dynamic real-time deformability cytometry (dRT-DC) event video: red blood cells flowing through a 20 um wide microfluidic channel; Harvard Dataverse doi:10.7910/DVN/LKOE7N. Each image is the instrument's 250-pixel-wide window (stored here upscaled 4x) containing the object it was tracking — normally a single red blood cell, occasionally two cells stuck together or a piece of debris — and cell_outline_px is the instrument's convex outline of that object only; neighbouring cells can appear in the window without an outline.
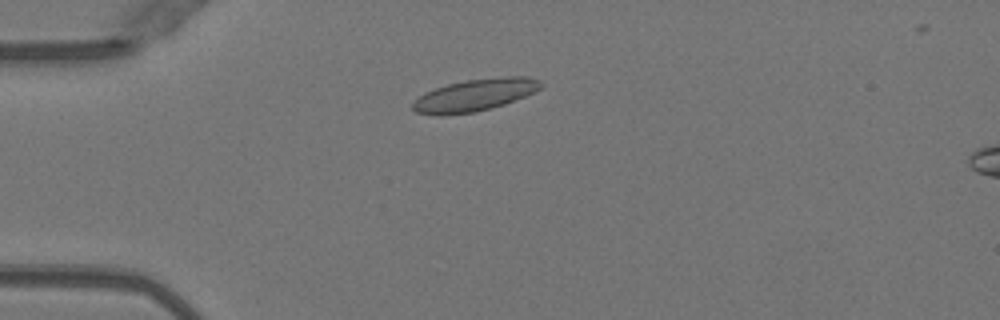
{"species": "Egyptian fruit bat (a non-hibernating species)", "species_latin": "Rousettus aegyptiacus", "temperature_condition": "warm", "stored_images_in_passage": 48, "camera_frame_rate_fps": 3000, "um_per_image_px": 0.085, "animal": {"sex": "female"}, "frame": {"image": 1, "passage_image": 10, "time_ms": 3.0, "image_size_px": [1000, 320], "cell_outline_px": [[544, 84], [536, 92], [504, 104], [476, 112], [440, 116], [416, 112], [412, 108], [412, 104], [424, 92], [448, 84], [464, 80], [504, 76], [528, 76], [540, 80]], "centroid_in_image_um": [40.39, 8.07], "position_along_channel_um": 44.6, "area_um2": 24.1}}
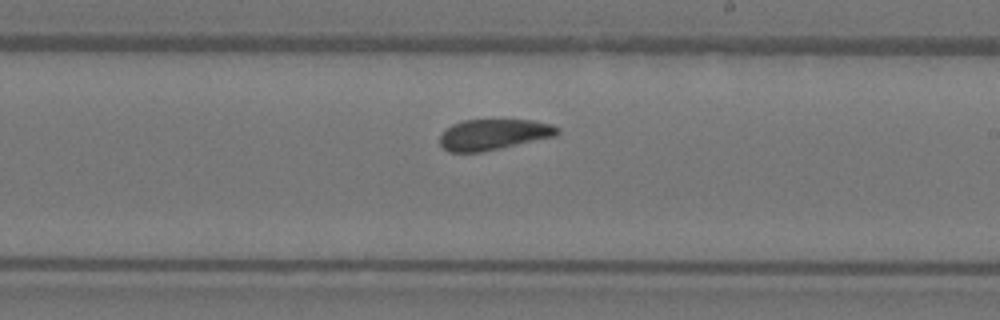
{"frame": {"image": 2, "passage_image": 27, "time_ms": 8.667, "image_size_px": [1000, 320], "cell_outline_px": [[560, 132], [556, 136], [480, 152], [448, 152], [440, 144], [440, 136], [452, 124], [464, 120], [532, 120], [552, 124], [560, 128]], "centroid_in_image_um": [41.98, 11.42], "position_along_channel_um": 247.0, "area_um2": 20.92}}
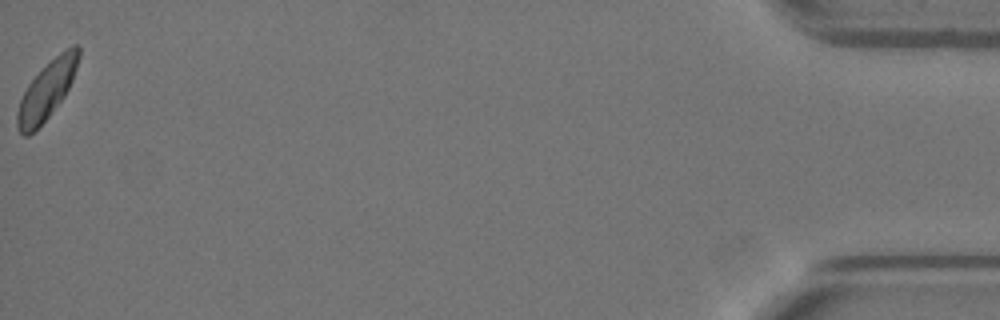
{"frame": {"image": 3, "passage_image": 48, "time_ms": 15.667, "image_size_px": [1000, 320], "cell_outline_px": [[80, 56], [72, 80], [64, 96], [48, 116], [28, 136], [24, 136], [20, 132], [16, 124], [16, 116], [20, 100], [28, 84], [60, 52], [72, 44], [76, 44], [80, 48]], "centroid_in_image_um": [3.99, 7.66], "position_along_channel_um": 431.2, "area_um2": 20.06}, "authors_computed_cell_mechanics": {"area_um2": 21.8773, "velocity_mm_per_s": 3.9879, "shape_relaxation_time_tau1_ms": null, "shape_relaxation_time_tau2_ms": 1.5816, "deformation_change_tau1": null, "deformation_change_tau2": 0.0765}}